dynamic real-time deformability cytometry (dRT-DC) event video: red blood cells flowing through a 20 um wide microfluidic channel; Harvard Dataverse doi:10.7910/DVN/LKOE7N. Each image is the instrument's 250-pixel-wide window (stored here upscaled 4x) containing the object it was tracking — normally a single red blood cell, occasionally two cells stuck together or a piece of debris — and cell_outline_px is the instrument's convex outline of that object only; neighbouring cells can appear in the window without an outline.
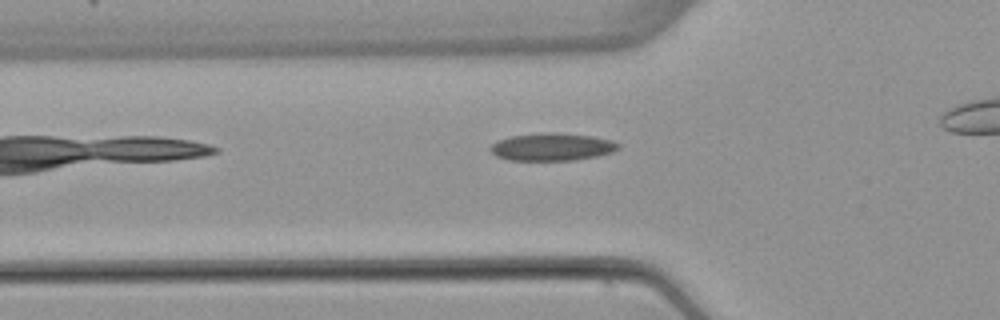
{"species": "common noctule bat (a hibernating species)", "species_latin": "Nyctalus noctula", "temperature_condition": "warm", "stored_images_in_passage": 29, "camera_frame_rate_fps": 3000, "um_per_image_px": 0.085, "animal": {"sex": "female", "body_mass_g": 22.7, "forearm_length_mm": 54.2}, "frame": {"image": 1, "passage_image": 4, "time_ms": 1.0, "image_size_px": [1000, 320], "cell_outline_px": [[620, 148], [612, 152], [596, 156], [576, 160], [508, 160], [496, 156], [488, 148], [496, 140], [512, 136], [544, 132], [556, 132], [592, 136], [612, 140], [620, 144]], "centroid_in_image_um": [46.92, 12.48], "position_along_channel_um": 78.9, "area_um2": 20.69}}
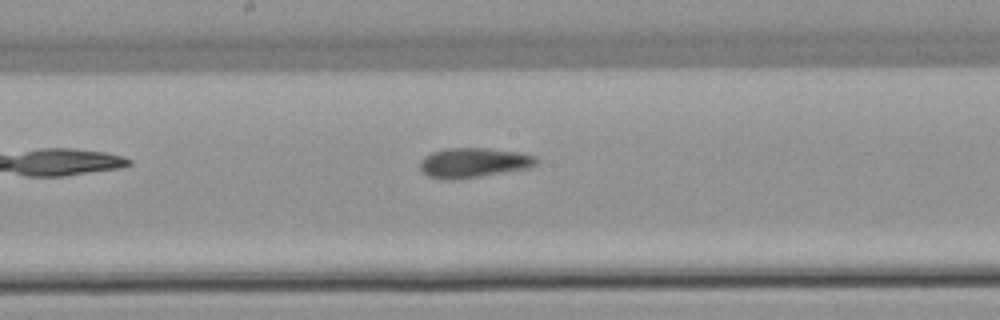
{"frame": {"image": 2, "passage_image": 14, "time_ms": 4.333, "image_size_px": [1000, 320], "cell_outline_px": [[540, 160], [536, 164], [528, 168], [456, 180], [440, 180], [428, 176], [420, 168], [420, 160], [424, 156], [432, 152], [444, 148], [488, 148], [520, 152], [536, 156]], "centroid_in_image_um": [40.24, 13.83], "position_along_channel_um": 208.0, "area_um2": 20.4}}
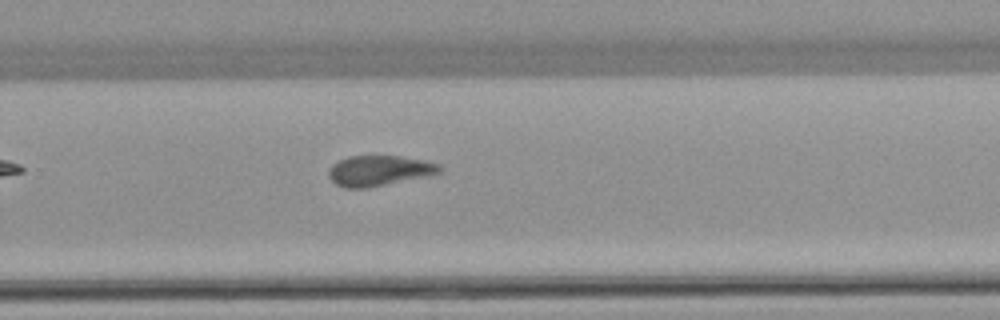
{"frame": {"image": 3, "passage_image": 21, "time_ms": 6.667, "image_size_px": [1000, 320], "cell_outline_px": [[444, 168], [440, 172], [368, 188], [344, 188], [336, 184], [328, 176], [328, 172], [332, 164], [348, 156], [400, 156], [420, 160], [436, 164]], "centroid_in_image_um": [32.14, 14.5], "position_along_channel_um": 297.7, "area_um2": 19.19}}